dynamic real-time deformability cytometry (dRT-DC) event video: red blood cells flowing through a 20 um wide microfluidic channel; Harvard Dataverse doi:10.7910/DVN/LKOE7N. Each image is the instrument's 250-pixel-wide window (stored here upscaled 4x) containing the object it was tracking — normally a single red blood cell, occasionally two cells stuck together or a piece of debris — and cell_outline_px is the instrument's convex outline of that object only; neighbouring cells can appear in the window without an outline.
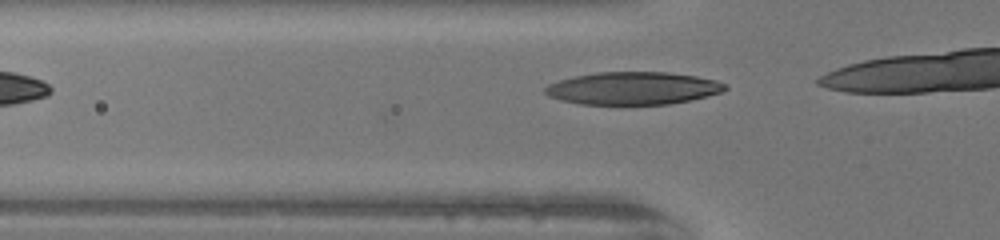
{"species": "human", "species_latin": "Homo sapiens", "temperature_condition": "warm", "stored_images_in_passage": 9, "camera_frame_rate_fps": 3000, "um_per_image_px": 0.085, "donor": {"sex": "female"}, "frame": {"image": 1, "passage_image": 4, "time_ms": 1.0, "image_size_px": [1000, 240], "cell_outline_px": [[728, 88], [720, 92], [708, 96], [668, 104], [580, 104], [560, 100], [548, 96], [544, 92], [544, 88], [548, 84], [572, 76], [596, 72], [668, 72], [696, 76], [716, 80], [724, 84]], "centroid_in_image_um": [53.76, 7.49], "position_along_channel_um": 72.0, "area_um2": 34.22}}
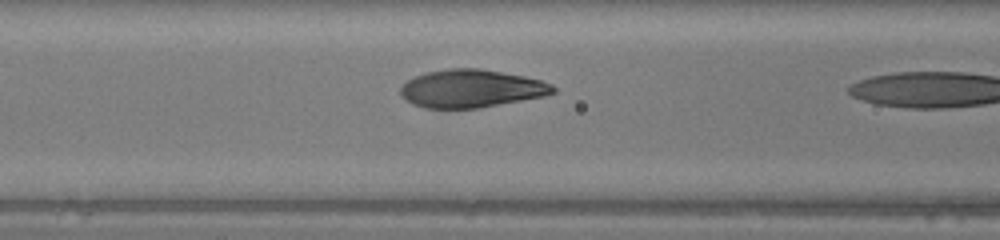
{"frame": {"image": 2, "passage_image": 8, "time_ms": 2.333, "image_size_px": [1000, 240], "cell_outline_px": [[556, 92], [544, 96], [476, 108], [424, 108], [412, 104], [404, 100], [400, 92], [400, 88], [408, 80], [416, 76], [428, 72], [448, 68], [480, 68], [524, 76], [540, 80], [552, 84], [556, 88]], "centroid_in_image_um": [40.05, 7.52], "position_along_channel_um": 126.6, "area_um2": 33.58}}